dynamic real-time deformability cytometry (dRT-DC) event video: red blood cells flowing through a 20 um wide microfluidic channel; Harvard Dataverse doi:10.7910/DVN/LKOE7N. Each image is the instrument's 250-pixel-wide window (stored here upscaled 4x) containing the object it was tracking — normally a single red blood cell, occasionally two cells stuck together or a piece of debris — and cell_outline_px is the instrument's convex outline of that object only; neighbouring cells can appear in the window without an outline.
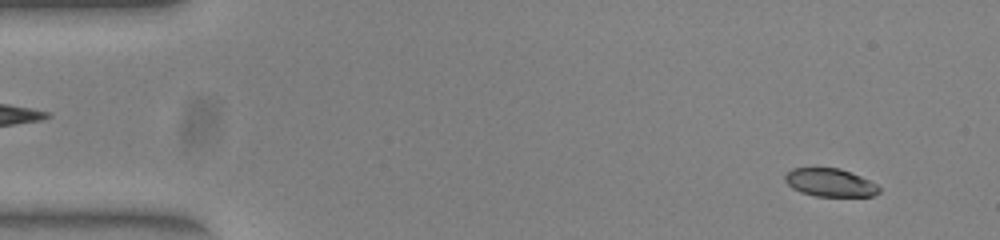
{"species": "common noctule bat (a hibernating species)", "species_latin": "Nyctalus noctula", "temperature_condition": "warm", "stored_images_in_passage": 52, "camera_frame_rate_fps": 3000, "um_per_image_px": 0.085, "animal": {"sex": "female", "body_mass_g": 23.0, "forearm_length_mm": 53.4}, "frame": {"image": 1, "passage_image": 4, "time_ms": 1.0, "image_size_px": [1000, 240], "cell_outline_px": [[880, 192], [872, 196], [816, 196], [800, 192], [792, 188], [784, 180], [784, 176], [792, 168], [840, 168], [860, 176], [876, 184], [880, 188]], "centroid_in_image_um": [70.54, 15.52], "position_along_channel_um": 14.5, "area_um2": 15.32}}
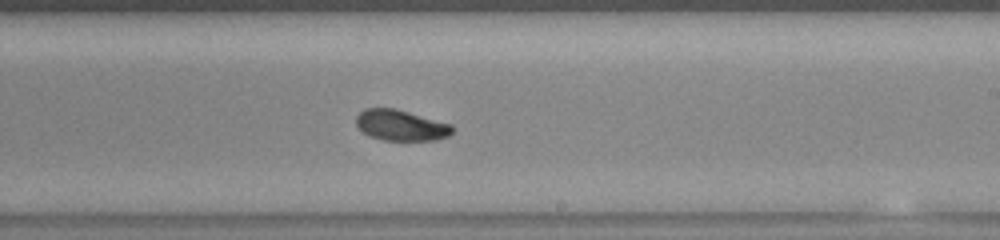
{"frame": {"image": 2, "passage_image": 31, "time_ms": 10.0, "image_size_px": [1000, 240], "cell_outline_px": [[452, 132], [448, 136], [436, 140], [384, 140], [368, 136], [356, 124], [356, 116], [364, 108], [392, 108], [408, 112], [452, 124]], "centroid_in_image_um": [34.06, 10.65], "position_along_channel_um": 254.9, "area_um2": 17.11}}
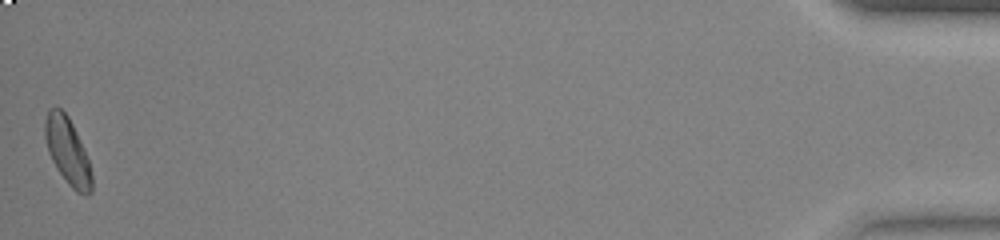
{"frame": {"image": 3, "passage_image": 52, "time_ms": 17.0, "image_size_px": [1000, 240], "cell_outline_px": [[92, 192], [88, 196], [84, 196], [76, 192], [68, 184], [56, 168], [48, 152], [44, 136], [44, 120], [48, 108], [60, 108], [68, 116], [72, 124], [88, 160], [92, 172]], "centroid_in_image_um": [5.73, 12.88], "position_along_channel_um": 429.5, "area_um2": 18.21}, "authors_computed_cell_mechanics": {"area_um2": 17.4556, "velocity_mm_per_s": 3.9252, "shape_relaxation_time_tau1_ms": 3.2433, "shape_relaxation_time_tau2_ms": 5.4337, "deformation_change_tau1": 0.1416, "deformation_change_tau2": 0.0995}}